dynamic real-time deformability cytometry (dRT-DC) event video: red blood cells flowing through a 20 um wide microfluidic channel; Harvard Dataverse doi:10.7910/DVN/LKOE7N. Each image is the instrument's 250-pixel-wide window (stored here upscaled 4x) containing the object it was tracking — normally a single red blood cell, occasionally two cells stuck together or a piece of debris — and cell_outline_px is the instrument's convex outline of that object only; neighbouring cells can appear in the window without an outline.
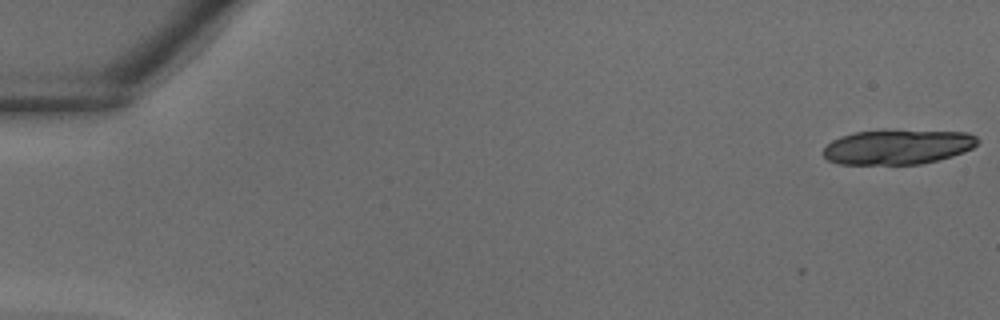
{"species": "common noctule bat (a hibernating species)", "species_latin": "Nyctalus noctula", "temperature_condition": "warm", "stored_images_in_passage": 6, "camera_frame_rate_fps": 3000, "um_per_image_px": 0.085, "animal": {"sex": "male", "body_mass_g": 18.8}, "frame": {"image": 1, "passage_image": 1, "time_ms": 0.0, "image_size_px": [1000, 320], "cell_outline_px": [[980, 140], [972, 148], [964, 152], [936, 160], [920, 164], [840, 164], [828, 160], [820, 152], [832, 140], [840, 136], [856, 132], [884, 128], [968, 132], [976, 136]], "centroid_in_image_um": [76.29, 12.45], "position_along_channel_um": 8.7, "area_um2": 32.08}}